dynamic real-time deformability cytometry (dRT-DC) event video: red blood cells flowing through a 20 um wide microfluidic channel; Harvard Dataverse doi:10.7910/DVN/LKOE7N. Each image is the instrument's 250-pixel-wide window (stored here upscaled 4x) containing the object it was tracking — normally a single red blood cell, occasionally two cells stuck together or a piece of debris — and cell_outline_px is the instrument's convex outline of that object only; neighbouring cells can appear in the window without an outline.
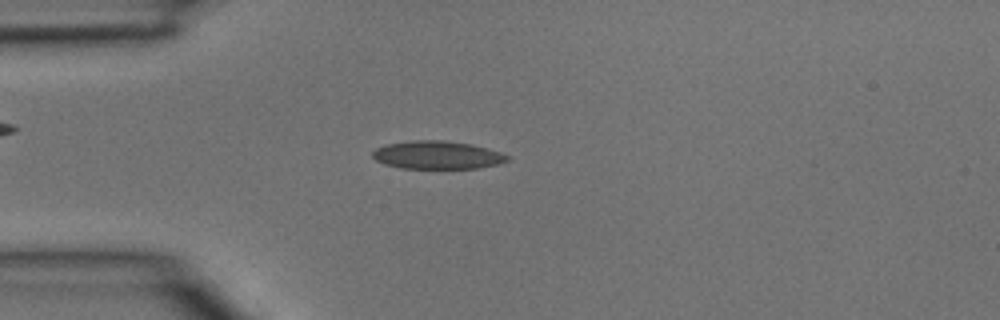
{"species": "common noctule bat (a hibernating species)", "species_latin": "Nyctalus noctula", "temperature_condition": "room temperature", "stored_images_in_passage": 4, "camera_frame_rate_fps": 3000, "um_per_image_px": 0.085, "animal": {"sex": "male", "body_mass_g": 15.6}, "frame": {"image": 1, "passage_image": 4, "time_ms": 1.0, "image_size_px": [1000, 320], "cell_outline_px": [[512, 156], [508, 160], [500, 164], [480, 168], [400, 168], [384, 164], [376, 160], [372, 156], [372, 152], [376, 148], [388, 144], [412, 140], [440, 140], [472, 144], [488, 148]], "centroid_in_image_um": [37.21, 13.18], "position_along_channel_um": 47.8, "area_um2": 22.14}}